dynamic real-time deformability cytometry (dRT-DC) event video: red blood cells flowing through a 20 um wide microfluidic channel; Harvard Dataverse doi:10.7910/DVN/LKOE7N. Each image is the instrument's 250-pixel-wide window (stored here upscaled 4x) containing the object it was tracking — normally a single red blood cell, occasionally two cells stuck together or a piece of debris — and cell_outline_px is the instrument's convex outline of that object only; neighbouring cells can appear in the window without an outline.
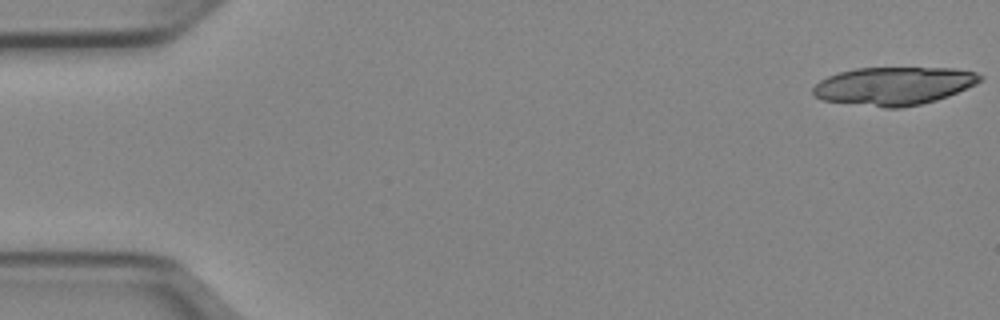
{"species": "Egyptian fruit bat (a non-hibernating species)", "species_latin": "Rousettus aegyptiacus", "temperature_condition": "cold", "stored_images_in_passage": 17, "camera_frame_rate_fps": 3000, "um_per_image_px": 0.085, "animal": {"sex": "female"}, "frame": {"image": 1, "passage_image": 1, "time_ms": 0.0, "image_size_px": [1000, 320], "cell_outline_px": [[984, 76], [976, 84], [948, 96], [936, 100], [920, 104], [900, 108], [884, 108], [820, 100], [812, 92], [812, 88], [820, 80], [828, 76], [840, 72], [856, 68], [952, 68], [976, 72]], "centroid_in_image_um": [75.96, 7.31], "position_along_channel_um": 9.0, "area_um2": 37.11}}